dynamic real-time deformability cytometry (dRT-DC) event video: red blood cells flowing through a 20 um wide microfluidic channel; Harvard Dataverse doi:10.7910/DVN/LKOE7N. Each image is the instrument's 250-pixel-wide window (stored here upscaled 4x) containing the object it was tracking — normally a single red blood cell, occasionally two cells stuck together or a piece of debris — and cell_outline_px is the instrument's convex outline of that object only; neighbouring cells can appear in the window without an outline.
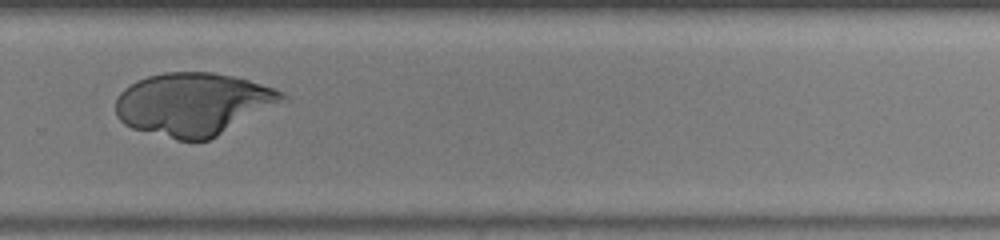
{"species": "human", "species_latin": "Homo sapiens", "temperature_condition": "warm", "stored_images_in_passage": 35, "camera_frame_rate_fps": 3000, "um_per_image_px": 0.085, "donor": {"sex": "male"}, "frame": {"image": 1, "passage_image": 28, "time_ms": 9.0, "image_size_px": [1000, 240], "cell_outline_px": [[288, 96], [216, 136], [208, 140], [176, 140], [132, 128], [124, 124], [116, 116], [116, 100], [120, 92], [124, 88], [136, 80], [148, 76], [164, 72], [212, 72], [232, 76], [248, 80], [284, 92]], "centroid_in_image_um": [16.32, 8.83], "position_along_channel_um": 313.5, "area_um2": 59.77}}